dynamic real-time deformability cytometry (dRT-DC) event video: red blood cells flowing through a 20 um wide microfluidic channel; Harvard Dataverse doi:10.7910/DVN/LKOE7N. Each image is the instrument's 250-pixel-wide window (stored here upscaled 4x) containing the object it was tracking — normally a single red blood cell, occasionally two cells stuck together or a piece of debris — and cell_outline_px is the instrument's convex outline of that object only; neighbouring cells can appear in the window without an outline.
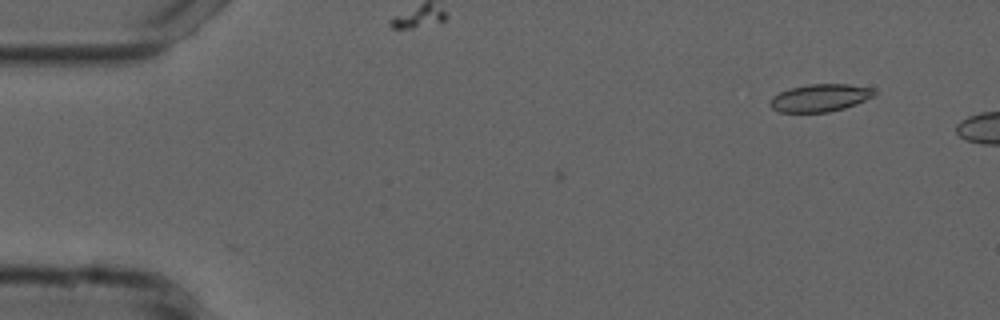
{"species": "common noctule bat (a hibernating species)", "species_latin": "Nyctalus noctula", "temperature_condition": "cold", "stored_images_in_passage": 3, "camera_frame_rate_fps": 3000, "um_per_image_px": 0.085, "animal": {"sex": "male", "forearm_length_mm": 52.5}, "frame": {"image": 1, "passage_image": 1, "time_ms": 0.0, "image_size_px": [1000, 320], "cell_outline_px": [[876, 96], [856, 104], [844, 108], [828, 112], [780, 112], [772, 108], [768, 104], [772, 96], [788, 88], [808, 84], [848, 84], [872, 88], [876, 92]], "centroid_in_image_um": [69.7, 8.31], "position_along_channel_um": 15.3, "area_um2": 16.88}}